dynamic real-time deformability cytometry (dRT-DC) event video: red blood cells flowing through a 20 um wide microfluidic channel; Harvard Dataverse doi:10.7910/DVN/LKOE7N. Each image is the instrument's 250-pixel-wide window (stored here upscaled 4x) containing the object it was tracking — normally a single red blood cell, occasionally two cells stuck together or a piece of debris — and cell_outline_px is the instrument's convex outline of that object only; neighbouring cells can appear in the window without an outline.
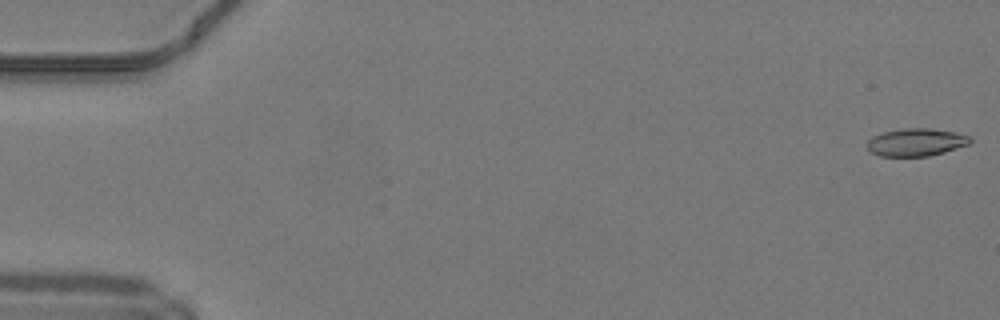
{"species": "common noctule bat (a hibernating species)", "species_latin": "Nyctalus noctula", "temperature_condition": "warm", "stored_images_in_passage": 15, "segment_of_instrument_passage": [1, 2], "camera_frame_rate_fps": 3000, "um_per_image_px": 0.085, "animal": {"sex": "male", "body_mass_g": 19.2, "forearm_length_mm": 51.8}, "frame": {"image": 1, "passage_image": 1, "time_ms": 0.0, "image_size_px": [1000, 320], "cell_outline_px": [[972, 140], [968, 144], [944, 152], [928, 156], [880, 156], [872, 152], [868, 148], [868, 140], [872, 136], [884, 132], [904, 128], [932, 128], [956, 132], [972, 136]], "centroid_in_image_um": [77.9, 12.08], "position_along_channel_um": 7.1, "area_um2": 16.59}}
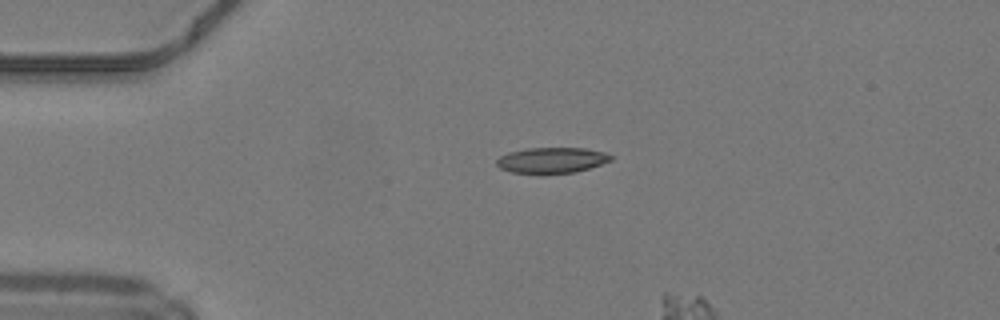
{"frame": {"image": 2, "passage_image": 12, "time_ms": 3.667, "image_size_px": [1000, 320], "cell_outline_px": [[612, 160], [576, 172], [512, 172], [500, 168], [496, 164], [496, 160], [500, 156], [508, 152], [528, 148], [584, 148], [604, 152], [612, 156]], "centroid_in_image_um": [46.89, 13.59], "position_along_channel_um": 38.1, "area_um2": 16.65}}